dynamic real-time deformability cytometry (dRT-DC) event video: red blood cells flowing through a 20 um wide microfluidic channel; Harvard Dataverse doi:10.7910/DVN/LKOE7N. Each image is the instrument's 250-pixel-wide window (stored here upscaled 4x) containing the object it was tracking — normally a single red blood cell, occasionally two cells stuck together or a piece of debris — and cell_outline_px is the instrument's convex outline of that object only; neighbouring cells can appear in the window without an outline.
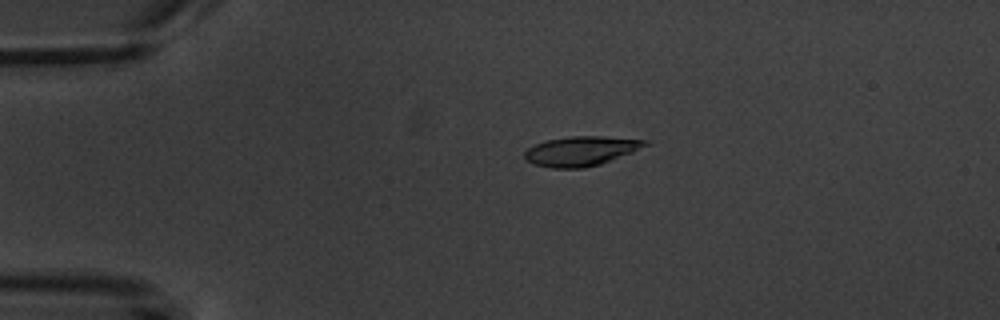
{"species": "common noctule bat (a hibernating species)", "species_latin": "Nyctalus noctula", "temperature_condition": "warm", "stored_images_in_passage": 5, "camera_frame_rate_fps": 3000, "um_per_image_px": 0.085, "animal": {"sex": "male", "body_mass_g": 20.1, "forearm_length_mm": 53.5}, "frame": {"image": 1, "passage_image": 4, "time_ms": 3.667, "image_size_px": [1000, 320], "cell_outline_px": [[652, 144], [632, 152], [600, 164], [584, 168], [552, 168], [532, 164], [524, 160], [524, 152], [528, 148], [536, 144], [548, 140], [572, 136], [600, 136], [648, 140]], "centroid_in_image_um": [49.39, 12.84], "position_along_channel_um": 35.6, "area_um2": 20.81}}